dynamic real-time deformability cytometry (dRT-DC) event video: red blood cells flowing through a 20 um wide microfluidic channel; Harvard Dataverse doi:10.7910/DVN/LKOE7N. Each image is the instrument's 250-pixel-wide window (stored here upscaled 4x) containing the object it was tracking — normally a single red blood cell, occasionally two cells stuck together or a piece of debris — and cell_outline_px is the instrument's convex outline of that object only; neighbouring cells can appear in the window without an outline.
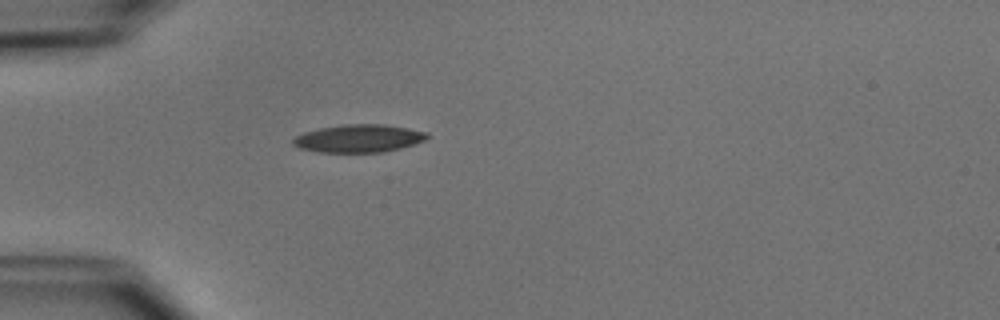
{"species": "common noctule bat (a hibernating species)", "species_latin": "Nyctalus noctula", "temperature_condition": "cold", "stored_images_in_passage": 31, "camera_frame_rate_fps": 3000, "um_per_image_px": 0.085, "animal": {"sex": "male", "body_mass_g": 15.6}, "frame": {"image": 1, "passage_image": 1, "time_ms": 0.0, "image_size_px": [1000, 320], "cell_outline_px": [[428, 136], [424, 140], [416, 144], [384, 152], [320, 152], [300, 148], [292, 144], [292, 140], [296, 136], [304, 132], [320, 128], [344, 124], [384, 124], [408, 128], [428, 132]], "centroid_in_image_um": [30.51, 11.76], "position_along_channel_um": 54.5, "area_um2": 21.73}}
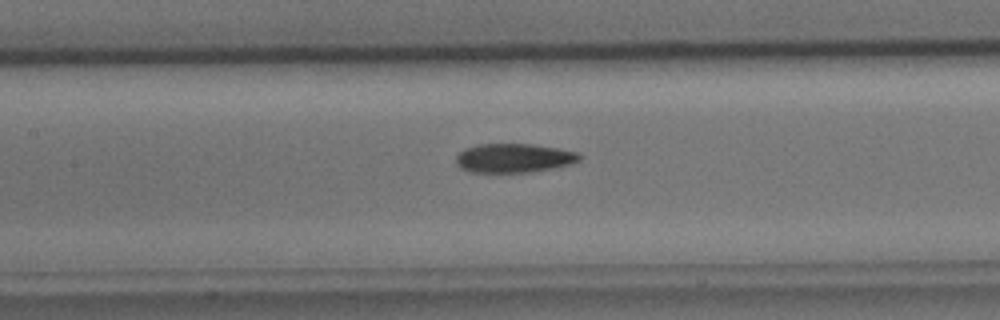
{"frame": {"image": 2, "passage_image": 10, "time_ms": 3.0, "image_size_px": [1000, 320], "cell_outline_px": [[580, 160], [556, 168], [528, 172], [472, 172], [460, 168], [456, 164], [456, 156], [464, 148], [476, 144], [532, 144], [580, 152]], "centroid_in_image_um": [43.66, 13.43], "position_along_channel_um": 163.7, "area_um2": 20.92}}
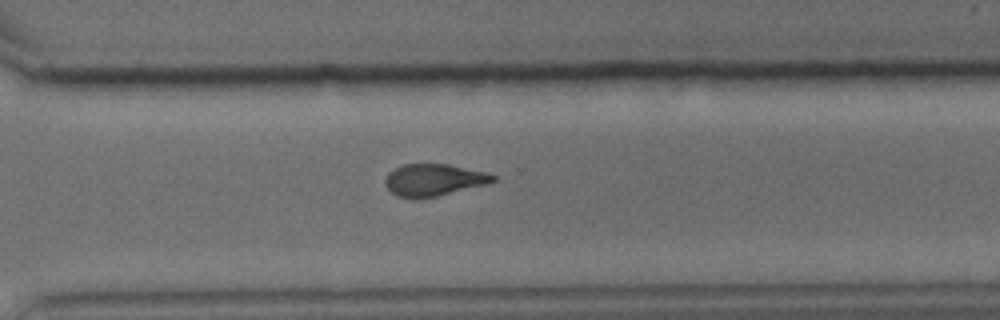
{"frame": {"image": 3, "passage_image": 23, "time_ms": 7.333, "image_size_px": [1000, 320], "cell_outline_px": [[496, 180], [484, 184], [436, 196], [412, 200], [396, 196], [384, 184], [384, 180], [388, 172], [404, 164], [448, 164], [484, 172], [496, 176]], "centroid_in_image_um": [36.79, 15.3], "position_along_channel_um": 333.8, "area_um2": 19.94}, "authors_computed_cell_mechanics": {"area_um2": 20.8658, "velocity_mm_per_s": 3.9316, "shape_relaxation_time_tau1_ms": 4.2903, "shape_relaxation_time_tau2_ms": 3.1031, "deformation_change_tau1": 0.1754, "deformation_change_tau2": 0.1109}}